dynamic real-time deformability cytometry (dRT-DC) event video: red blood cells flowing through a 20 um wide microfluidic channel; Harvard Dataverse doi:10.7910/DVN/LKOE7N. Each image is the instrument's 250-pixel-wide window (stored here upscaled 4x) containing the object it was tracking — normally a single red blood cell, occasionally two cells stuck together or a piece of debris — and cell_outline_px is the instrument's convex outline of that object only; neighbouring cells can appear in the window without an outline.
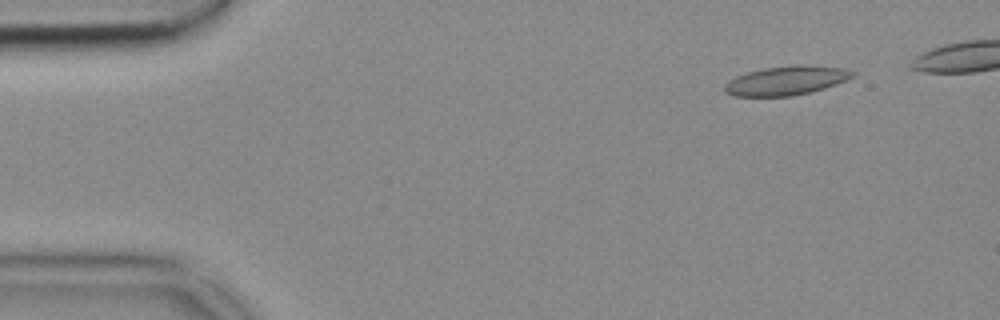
{"species": "common noctule bat (a hibernating species)", "species_latin": "Nyctalus noctula", "temperature_condition": "cold", "stored_images_in_passage": 47, "camera_frame_rate_fps": 3000, "um_per_image_px": 0.085, "animal": {"sex": "female", "body_mass_g": 18.4}, "frame": {"image": 1, "passage_image": 5, "time_ms": 1.333, "image_size_px": [1000, 320], "cell_outline_px": [[856, 72], [852, 76], [836, 84], [824, 88], [792, 96], [732, 96], [724, 92], [724, 84], [728, 80], [736, 76], [748, 72], [764, 68], [796, 64], [800, 64], [844, 68]], "centroid_in_image_um": [66.78, 6.84], "position_along_channel_um": 18.2, "area_um2": 21.62}}
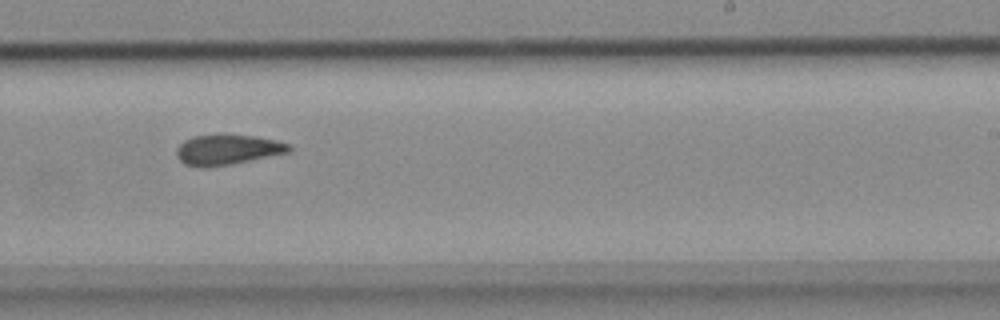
{"frame": {"image": 2, "passage_image": 32, "time_ms": 10.333, "image_size_px": [1000, 320], "cell_outline_px": [[292, 152], [208, 168], [200, 168], [184, 164], [176, 156], [176, 148], [184, 140], [192, 136], [256, 136], [276, 140], [288, 144], [292, 148]], "centroid_in_image_um": [19.32, 12.75], "position_along_channel_um": 269.7, "area_um2": 19.59}}
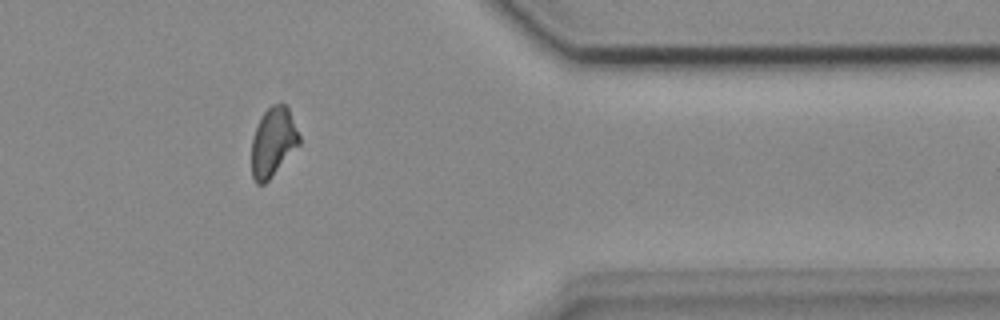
{"frame": {"image": 3, "passage_image": 43, "time_ms": 14.0, "image_size_px": [1000, 320], "cell_outline_px": [[300, 144], [268, 180], [264, 184], [256, 184], [252, 176], [252, 140], [256, 128], [264, 112], [272, 104], [284, 104], [288, 108], [300, 136]], "centroid_in_image_um": [23.22, 12.08], "position_along_channel_um": 388.2, "area_um2": 18.84}}